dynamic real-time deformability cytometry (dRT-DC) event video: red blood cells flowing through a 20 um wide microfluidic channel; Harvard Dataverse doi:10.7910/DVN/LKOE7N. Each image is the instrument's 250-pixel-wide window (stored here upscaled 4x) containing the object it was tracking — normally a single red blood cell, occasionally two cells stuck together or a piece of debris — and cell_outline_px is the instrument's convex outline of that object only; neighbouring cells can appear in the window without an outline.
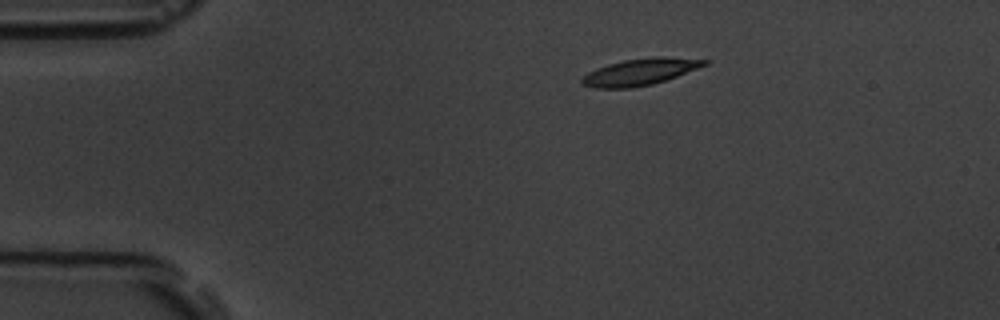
{"species": "common noctule bat (a hibernating species)", "species_latin": "Nyctalus noctula", "temperature_condition": "room temperature", "stored_images_in_passage": 3, "camera_frame_rate_fps": 3000, "um_per_image_px": 0.085, "animal": {"sex": "male", "body_mass_g": 19.5, "forearm_length_mm": 54.6}, "frame": {"image": 1, "passage_image": 1, "time_ms": 0.0, "image_size_px": [1000, 320], "cell_outline_px": [[712, 60], [708, 64], [676, 76], [652, 84], [632, 88], [592, 88], [580, 84], [580, 80], [588, 72], [596, 68], [608, 64], [624, 60], [656, 56], [664, 56]], "centroid_in_image_um": [54.39, 6.1], "position_along_channel_um": 30.6, "area_um2": 19.07}}
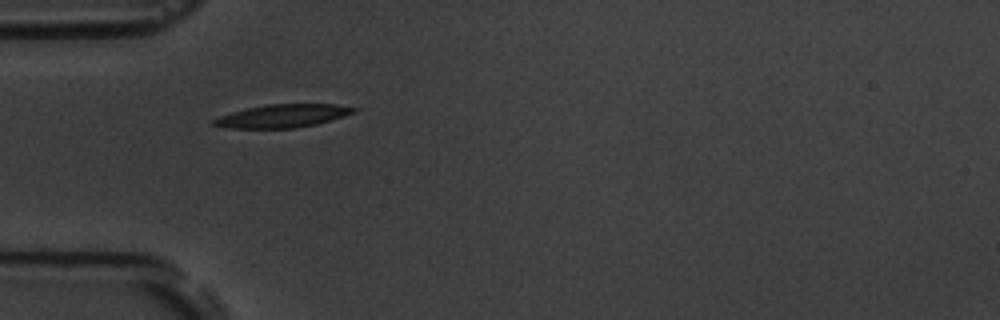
{"frame": {"image": 2, "passage_image": 3, "time_ms": 2.333, "image_size_px": [1000, 320], "cell_outline_px": [[360, 108], [356, 112], [344, 116], [316, 124], [296, 128], [228, 128], [208, 124], [212, 120], [220, 116], [232, 112], [248, 108], [268, 104], [336, 104]], "centroid_in_image_um": [24.03, 9.85], "position_along_channel_um": 61.0, "area_um2": 18.9}}